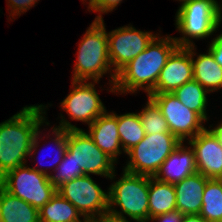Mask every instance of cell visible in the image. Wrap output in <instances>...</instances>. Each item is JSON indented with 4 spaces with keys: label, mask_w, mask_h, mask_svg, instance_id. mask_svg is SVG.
<instances>
[{
    "label": "cell",
    "mask_w": 222,
    "mask_h": 222,
    "mask_svg": "<svg viewBox=\"0 0 222 222\" xmlns=\"http://www.w3.org/2000/svg\"><path fill=\"white\" fill-rule=\"evenodd\" d=\"M181 142L172 133L146 134L125 154L129 159L123 170L131 174L154 177L161 164Z\"/></svg>",
    "instance_id": "cell-8"
},
{
    "label": "cell",
    "mask_w": 222,
    "mask_h": 222,
    "mask_svg": "<svg viewBox=\"0 0 222 222\" xmlns=\"http://www.w3.org/2000/svg\"><path fill=\"white\" fill-rule=\"evenodd\" d=\"M176 210L173 184L149 176V219Z\"/></svg>",
    "instance_id": "cell-20"
},
{
    "label": "cell",
    "mask_w": 222,
    "mask_h": 222,
    "mask_svg": "<svg viewBox=\"0 0 222 222\" xmlns=\"http://www.w3.org/2000/svg\"><path fill=\"white\" fill-rule=\"evenodd\" d=\"M156 35L137 30L132 25L122 26L107 32L108 54L116 74L143 52Z\"/></svg>",
    "instance_id": "cell-11"
},
{
    "label": "cell",
    "mask_w": 222,
    "mask_h": 222,
    "mask_svg": "<svg viewBox=\"0 0 222 222\" xmlns=\"http://www.w3.org/2000/svg\"><path fill=\"white\" fill-rule=\"evenodd\" d=\"M175 19L176 28L182 34V37H174L175 42L179 47L195 46L193 39H204L218 30L220 3L217 0H185Z\"/></svg>",
    "instance_id": "cell-5"
},
{
    "label": "cell",
    "mask_w": 222,
    "mask_h": 222,
    "mask_svg": "<svg viewBox=\"0 0 222 222\" xmlns=\"http://www.w3.org/2000/svg\"><path fill=\"white\" fill-rule=\"evenodd\" d=\"M122 0H89L88 10L94 12H100L95 20L103 19L102 14L113 11L117 5L121 3Z\"/></svg>",
    "instance_id": "cell-28"
},
{
    "label": "cell",
    "mask_w": 222,
    "mask_h": 222,
    "mask_svg": "<svg viewBox=\"0 0 222 222\" xmlns=\"http://www.w3.org/2000/svg\"><path fill=\"white\" fill-rule=\"evenodd\" d=\"M199 215L208 222H222V179L207 181Z\"/></svg>",
    "instance_id": "cell-24"
},
{
    "label": "cell",
    "mask_w": 222,
    "mask_h": 222,
    "mask_svg": "<svg viewBox=\"0 0 222 222\" xmlns=\"http://www.w3.org/2000/svg\"><path fill=\"white\" fill-rule=\"evenodd\" d=\"M0 208V222H40L39 209L4 188L1 191Z\"/></svg>",
    "instance_id": "cell-19"
},
{
    "label": "cell",
    "mask_w": 222,
    "mask_h": 222,
    "mask_svg": "<svg viewBox=\"0 0 222 222\" xmlns=\"http://www.w3.org/2000/svg\"><path fill=\"white\" fill-rule=\"evenodd\" d=\"M57 193L73 204L82 217L92 221L108 213L109 192L103 191L90 175L63 183L57 188Z\"/></svg>",
    "instance_id": "cell-9"
},
{
    "label": "cell",
    "mask_w": 222,
    "mask_h": 222,
    "mask_svg": "<svg viewBox=\"0 0 222 222\" xmlns=\"http://www.w3.org/2000/svg\"><path fill=\"white\" fill-rule=\"evenodd\" d=\"M195 46H191V59L193 63V80L202 85L208 92L222 88V67L215 61L212 53L207 50L206 54L197 55Z\"/></svg>",
    "instance_id": "cell-18"
},
{
    "label": "cell",
    "mask_w": 222,
    "mask_h": 222,
    "mask_svg": "<svg viewBox=\"0 0 222 222\" xmlns=\"http://www.w3.org/2000/svg\"><path fill=\"white\" fill-rule=\"evenodd\" d=\"M53 131V134L55 135L54 139H51L52 141H54V144L56 146L57 149V158L55 157V161H54V165L55 168L52 167L51 165V169L53 168V172L56 170L57 166L62 162L63 157L65 155V152L67 150V136H68V129H61V128H51ZM50 166V165H49Z\"/></svg>",
    "instance_id": "cell-27"
},
{
    "label": "cell",
    "mask_w": 222,
    "mask_h": 222,
    "mask_svg": "<svg viewBox=\"0 0 222 222\" xmlns=\"http://www.w3.org/2000/svg\"><path fill=\"white\" fill-rule=\"evenodd\" d=\"M209 45L208 50L214 56L215 61L222 67V34H219L216 38L214 37Z\"/></svg>",
    "instance_id": "cell-30"
},
{
    "label": "cell",
    "mask_w": 222,
    "mask_h": 222,
    "mask_svg": "<svg viewBox=\"0 0 222 222\" xmlns=\"http://www.w3.org/2000/svg\"><path fill=\"white\" fill-rule=\"evenodd\" d=\"M160 37L156 34L146 49L117 73L114 93H136L142 89L149 95L155 89L161 70L179 47L174 37Z\"/></svg>",
    "instance_id": "cell-2"
},
{
    "label": "cell",
    "mask_w": 222,
    "mask_h": 222,
    "mask_svg": "<svg viewBox=\"0 0 222 222\" xmlns=\"http://www.w3.org/2000/svg\"><path fill=\"white\" fill-rule=\"evenodd\" d=\"M183 145L181 142L161 164L154 176L156 179L175 184L197 173L194 149Z\"/></svg>",
    "instance_id": "cell-15"
},
{
    "label": "cell",
    "mask_w": 222,
    "mask_h": 222,
    "mask_svg": "<svg viewBox=\"0 0 222 222\" xmlns=\"http://www.w3.org/2000/svg\"><path fill=\"white\" fill-rule=\"evenodd\" d=\"M182 217H183V214L180 211L175 210V211H172V212H168V213L161 214V215L155 216L153 218H150L147 222H150V221H152V222L153 221H157V222H181Z\"/></svg>",
    "instance_id": "cell-31"
},
{
    "label": "cell",
    "mask_w": 222,
    "mask_h": 222,
    "mask_svg": "<svg viewBox=\"0 0 222 222\" xmlns=\"http://www.w3.org/2000/svg\"><path fill=\"white\" fill-rule=\"evenodd\" d=\"M160 107L170 132L183 142L194 138L206 129L205 120L196 112L185 107L173 93L149 94Z\"/></svg>",
    "instance_id": "cell-10"
},
{
    "label": "cell",
    "mask_w": 222,
    "mask_h": 222,
    "mask_svg": "<svg viewBox=\"0 0 222 222\" xmlns=\"http://www.w3.org/2000/svg\"><path fill=\"white\" fill-rule=\"evenodd\" d=\"M82 215L76 207L60 194H56L39 209L40 222H73Z\"/></svg>",
    "instance_id": "cell-21"
},
{
    "label": "cell",
    "mask_w": 222,
    "mask_h": 222,
    "mask_svg": "<svg viewBox=\"0 0 222 222\" xmlns=\"http://www.w3.org/2000/svg\"><path fill=\"white\" fill-rule=\"evenodd\" d=\"M94 222H130V220L128 221L127 219L118 218L107 213Z\"/></svg>",
    "instance_id": "cell-32"
},
{
    "label": "cell",
    "mask_w": 222,
    "mask_h": 222,
    "mask_svg": "<svg viewBox=\"0 0 222 222\" xmlns=\"http://www.w3.org/2000/svg\"><path fill=\"white\" fill-rule=\"evenodd\" d=\"M87 133L95 145L117 163V157L123 151V148L120 147L117 114L106 111L89 125Z\"/></svg>",
    "instance_id": "cell-16"
},
{
    "label": "cell",
    "mask_w": 222,
    "mask_h": 222,
    "mask_svg": "<svg viewBox=\"0 0 222 222\" xmlns=\"http://www.w3.org/2000/svg\"><path fill=\"white\" fill-rule=\"evenodd\" d=\"M83 218V220H78V221H73V222H94V221H92L91 219H88V218H86V217H82Z\"/></svg>",
    "instance_id": "cell-35"
},
{
    "label": "cell",
    "mask_w": 222,
    "mask_h": 222,
    "mask_svg": "<svg viewBox=\"0 0 222 222\" xmlns=\"http://www.w3.org/2000/svg\"><path fill=\"white\" fill-rule=\"evenodd\" d=\"M2 188H3V184H2V182H1V180H0V198H1V191H2ZM0 214H1V208H0Z\"/></svg>",
    "instance_id": "cell-36"
},
{
    "label": "cell",
    "mask_w": 222,
    "mask_h": 222,
    "mask_svg": "<svg viewBox=\"0 0 222 222\" xmlns=\"http://www.w3.org/2000/svg\"><path fill=\"white\" fill-rule=\"evenodd\" d=\"M8 8L10 7L9 14L14 19L16 15L20 16L22 13L27 12L39 0H7Z\"/></svg>",
    "instance_id": "cell-29"
},
{
    "label": "cell",
    "mask_w": 222,
    "mask_h": 222,
    "mask_svg": "<svg viewBox=\"0 0 222 222\" xmlns=\"http://www.w3.org/2000/svg\"><path fill=\"white\" fill-rule=\"evenodd\" d=\"M72 80L99 81L104 74H110V92H114L116 73L108 54V38L104 20H94L78 45Z\"/></svg>",
    "instance_id": "cell-3"
},
{
    "label": "cell",
    "mask_w": 222,
    "mask_h": 222,
    "mask_svg": "<svg viewBox=\"0 0 222 222\" xmlns=\"http://www.w3.org/2000/svg\"><path fill=\"white\" fill-rule=\"evenodd\" d=\"M188 144L194 149L197 172L208 179H222V146L214 134L206 128Z\"/></svg>",
    "instance_id": "cell-14"
},
{
    "label": "cell",
    "mask_w": 222,
    "mask_h": 222,
    "mask_svg": "<svg viewBox=\"0 0 222 222\" xmlns=\"http://www.w3.org/2000/svg\"><path fill=\"white\" fill-rule=\"evenodd\" d=\"M220 21H222V4H220Z\"/></svg>",
    "instance_id": "cell-37"
},
{
    "label": "cell",
    "mask_w": 222,
    "mask_h": 222,
    "mask_svg": "<svg viewBox=\"0 0 222 222\" xmlns=\"http://www.w3.org/2000/svg\"><path fill=\"white\" fill-rule=\"evenodd\" d=\"M117 125L124 153L137 145L146 135L139 113L117 115Z\"/></svg>",
    "instance_id": "cell-23"
},
{
    "label": "cell",
    "mask_w": 222,
    "mask_h": 222,
    "mask_svg": "<svg viewBox=\"0 0 222 222\" xmlns=\"http://www.w3.org/2000/svg\"><path fill=\"white\" fill-rule=\"evenodd\" d=\"M22 165L0 178L3 188L33 207L40 209L56 194L57 188L50 181L48 169Z\"/></svg>",
    "instance_id": "cell-7"
},
{
    "label": "cell",
    "mask_w": 222,
    "mask_h": 222,
    "mask_svg": "<svg viewBox=\"0 0 222 222\" xmlns=\"http://www.w3.org/2000/svg\"><path fill=\"white\" fill-rule=\"evenodd\" d=\"M57 128L68 129L67 151L77 166V177L83 175H100L113 180L115 178V161L100 150L85 130L65 120L64 116ZM64 118V119H63Z\"/></svg>",
    "instance_id": "cell-6"
},
{
    "label": "cell",
    "mask_w": 222,
    "mask_h": 222,
    "mask_svg": "<svg viewBox=\"0 0 222 222\" xmlns=\"http://www.w3.org/2000/svg\"><path fill=\"white\" fill-rule=\"evenodd\" d=\"M181 222H208L201 215H183Z\"/></svg>",
    "instance_id": "cell-33"
},
{
    "label": "cell",
    "mask_w": 222,
    "mask_h": 222,
    "mask_svg": "<svg viewBox=\"0 0 222 222\" xmlns=\"http://www.w3.org/2000/svg\"><path fill=\"white\" fill-rule=\"evenodd\" d=\"M108 213L112 216L136 222L149 220V176L131 174L123 170L119 180L108 188ZM120 207V211L115 209Z\"/></svg>",
    "instance_id": "cell-4"
},
{
    "label": "cell",
    "mask_w": 222,
    "mask_h": 222,
    "mask_svg": "<svg viewBox=\"0 0 222 222\" xmlns=\"http://www.w3.org/2000/svg\"><path fill=\"white\" fill-rule=\"evenodd\" d=\"M56 175L50 172V181L58 188L63 183L71 181L77 177V166L74 160L71 158V154L66 150L62 162L57 166ZM58 172V173H57Z\"/></svg>",
    "instance_id": "cell-26"
},
{
    "label": "cell",
    "mask_w": 222,
    "mask_h": 222,
    "mask_svg": "<svg viewBox=\"0 0 222 222\" xmlns=\"http://www.w3.org/2000/svg\"><path fill=\"white\" fill-rule=\"evenodd\" d=\"M208 180L197 172L173 184L176 193V210L183 215L199 214L204 188Z\"/></svg>",
    "instance_id": "cell-17"
},
{
    "label": "cell",
    "mask_w": 222,
    "mask_h": 222,
    "mask_svg": "<svg viewBox=\"0 0 222 222\" xmlns=\"http://www.w3.org/2000/svg\"><path fill=\"white\" fill-rule=\"evenodd\" d=\"M219 123L213 129L209 128V130L214 134V136L218 139V142L222 146V122Z\"/></svg>",
    "instance_id": "cell-34"
},
{
    "label": "cell",
    "mask_w": 222,
    "mask_h": 222,
    "mask_svg": "<svg viewBox=\"0 0 222 222\" xmlns=\"http://www.w3.org/2000/svg\"><path fill=\"white\" fill-rule=\"evenodd\" d=\"M193 73L191 46L178 47L168 58L150 94L173 93L186 82L192 81Z\"/></svg>",
    "instance_id": "cell-13"
},
{
    "label": "cell",
    "mask_w": 222,
    "mask_h": 222,
    "mask_svg": "<svg viewBox=\"0 0 222 222\" xmlns=\"http://www.w3.org/2000/svg\"><path fill=\"white\" fill-rule=\"evenodd\" d=\"M43 104L25 106L10 119L0 123V178L7 172L25 165L39 147L41 125L49 126Z\"/></svg>",
    "instance_id": "cell-1"
},
{
    "label": "cell",
    "mask_w": 222,
    "mask_h": 222,
    "mask_svg": "<svg viewBox=\"0 0 222 222\" xmlns=\"http://www.w3.org/2000/svg\"><path fill=\"white\" fill-rule=\"evenodd\" d=\"M147 100L145 108L139 112L145 133H171L160 107L150 96H148Z\"/></svg>",
    "instance_id": "cell-25"
},
{
    "label": "cell",
    "mask_w": 222,
    "mask_h": 222,
    "mask_svg": "<svg viewBox=\"0 0 222 222\" xmlns=\"http://www.w3.org/2000/svg\"><path fill=\"white\" fill-rule=\"evenodd\" d=\"M96 83L99 82L72 80V90L60 103L71 120L82 121L89 126L107 111L94 87Z\"/></svg>",
    "instance_id": "cell-12"
},
{
    "label": "cell",
    "mask_w": 222,
    "mask_h": 222,
    "mask_svg": "<svg viewBox=\"0 0 222 222\" xmlns=\"http://www.w3.org/2000/svg\"><path fill=\"white\" fill-rule=\"evenodd\" d=\"M208 93L202 85L192 80L177 88L173 92V95H175L185 107L198 113L205 121H208L206 113Z\"/></svg>",
    "instance_id": "cell-22"
}]
</instances>
